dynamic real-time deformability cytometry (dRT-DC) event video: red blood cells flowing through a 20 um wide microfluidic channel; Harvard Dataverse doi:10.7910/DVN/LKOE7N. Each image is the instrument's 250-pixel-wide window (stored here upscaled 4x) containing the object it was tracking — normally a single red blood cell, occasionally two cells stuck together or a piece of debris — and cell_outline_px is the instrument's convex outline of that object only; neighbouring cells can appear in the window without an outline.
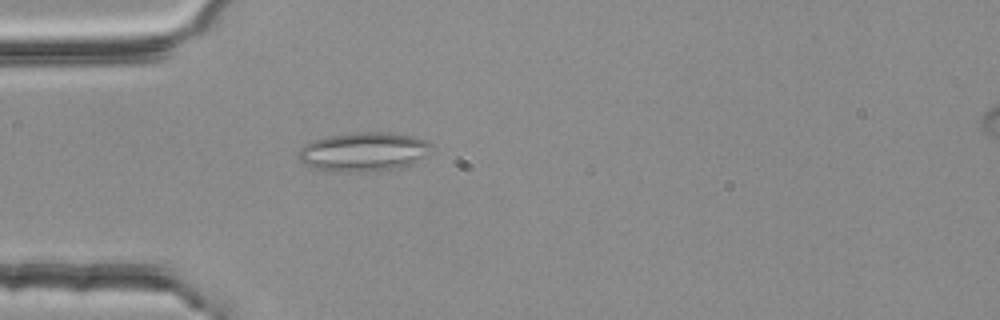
{"species": "common noctule bat (a hibernating species)", "species_latin": "Nyctalus noctula", "temperature_condition": "room temperature", "stored_images_in_passage": 4, "camera_frame_rate_fps": 3000, "um_per_image_px": 0.085, "animal": {"sex": "female", "body_mass_g": 25.1}, "frame": {"image": 1, "passage_image": 4, "time_ms": 1.0, "image_size_px": [1000, 320], "cell_outline_px": [[432, 144], [428, 156], [412, 164], [396, 168], [348, 172], [336, 172], [316, 168], [304, 164], [296, 156], [300, 148], [304, 144], [312, 140], [328, 136], [356, 132], [392, 132], [412, 136], [424, 140]], "centroid_in_image_um": [30.9, 12.89], "position_along_channel_um": 54.1, "area_um2": 30.35}}